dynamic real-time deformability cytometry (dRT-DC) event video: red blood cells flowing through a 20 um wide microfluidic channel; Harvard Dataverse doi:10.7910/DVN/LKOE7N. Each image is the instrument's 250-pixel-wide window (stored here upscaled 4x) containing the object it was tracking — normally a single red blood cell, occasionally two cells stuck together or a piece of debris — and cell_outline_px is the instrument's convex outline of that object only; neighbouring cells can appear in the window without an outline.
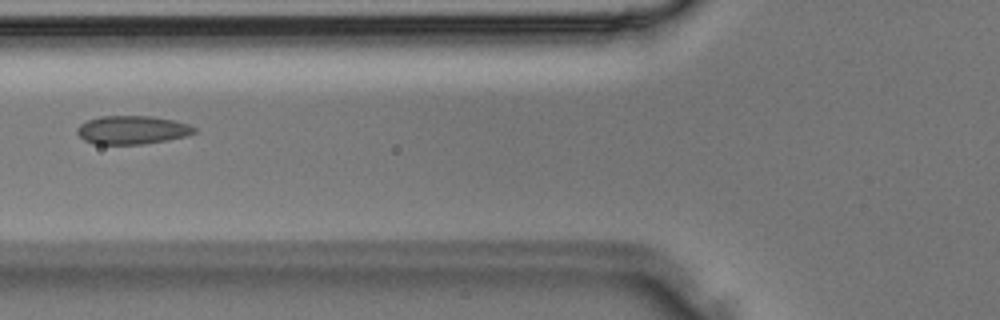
{"species": "Egyptian fruit bat (a non-hibernating species)", "species_latin": "Rousettus aegyptiacus", "temperature_condition": "room temperature", "stored_images_in_passage": 36, "camera_frame_rate_fps": 3000, "um_per_image_px": 0.085, "animal": {"sex": "male"}, "frame": {"image": 1, "passage_image": 14, "time_ms": 4.333, "image_size_px": [1000, 320], "cell_outline_px": [[196, 132], [188, 136], [168, 140], [140, 144], [92, 144], [84, 140], [76, 132], [76, 128], [80, 124], [88, 120], [100, 116], [152, 116], [172, 120], [188, 124], [196, 128]], "centroid_in_image_um": [11.23, 11.05], "position_along_channel_um": 114.6, "area_um2": 19.48}}
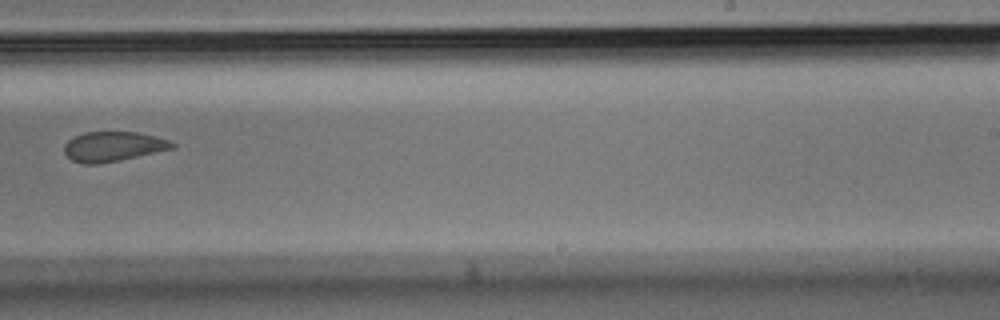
{"frame": {"image": 2, "passage_image": 23, "time_ms": 7.333, "image_size_px": [1000, 320], "cell_outline_px": [[176, 148], [120, 160], [96, 164], [84, 164], [72, 160], [64, 152], [64, 144], [72, 136], [84, 132], [136, 132], [156, 136], [168, 140], [176, 144]], "centroid_in_image_um": [9.61, 12.45], "position_along_channel_um": 279.4, "area_um2": 18.84}}
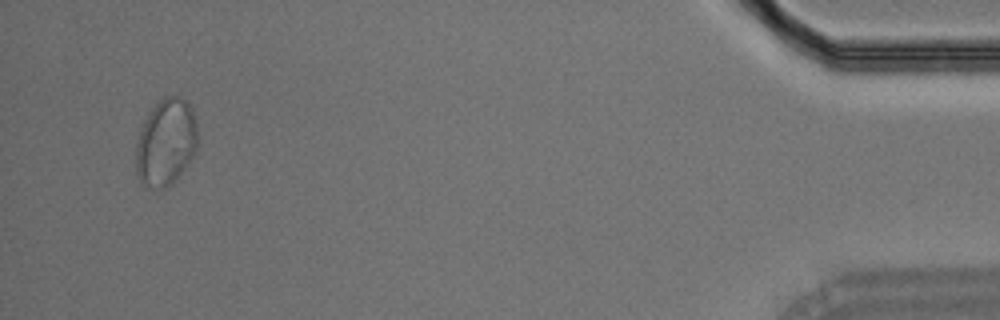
{"frame": {"image": 3, "passage_image": 35, "time_ms": 11.333, "image_size_px": [1000, 320], "cell_outline_px": [[196, 152], [176, 180], [172, 184], [164, 188], [144, 188], [140, 184], [136, 172], [136, 144], [140, 128], [148, 112], [164, 96], [180, 96], [188, 104], [196, 120]], "centroid_in_image_um": [14.07, 12.14], "position_along_channel_um": 421.1, "area_um2": 31.44}}